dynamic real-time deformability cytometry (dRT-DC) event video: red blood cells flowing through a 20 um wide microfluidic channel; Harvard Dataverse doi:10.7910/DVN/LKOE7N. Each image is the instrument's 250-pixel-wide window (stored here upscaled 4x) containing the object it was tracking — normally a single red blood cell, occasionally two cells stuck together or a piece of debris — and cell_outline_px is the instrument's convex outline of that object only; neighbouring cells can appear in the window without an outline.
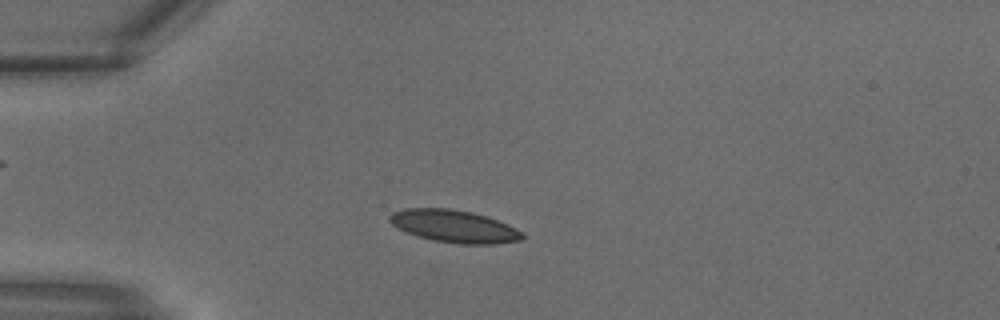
{"species": "common noctule bat (a hibernating species)", "species_latin": "Nyctalus noctula", "temperature_condition": "warm", "stored_images_in_passage": 12, "camera_frame_rate_fps": 3000, "um_per_image_px": 0.085, "animal": {"sex": "male", "body_mass_g": 18.8}, "frame": {"image": 1, "passage_image": 7, "time_ms": 2.0, "image_size_px": [1000, 320], "cell_outline_px": [[524, 236], [520, 240], [496, 244], [460, 244], [432, 240], [416, 236], [392, 224], [388, 220], [388, 216], [392, 212], [404, 208], [448, 208], [472, 212], [508, 224], [524, 232]], "centroid_in_image_um": [38.6, 19.23], "position_along_channel_um": 46.4, "area_um2": 25.09}}
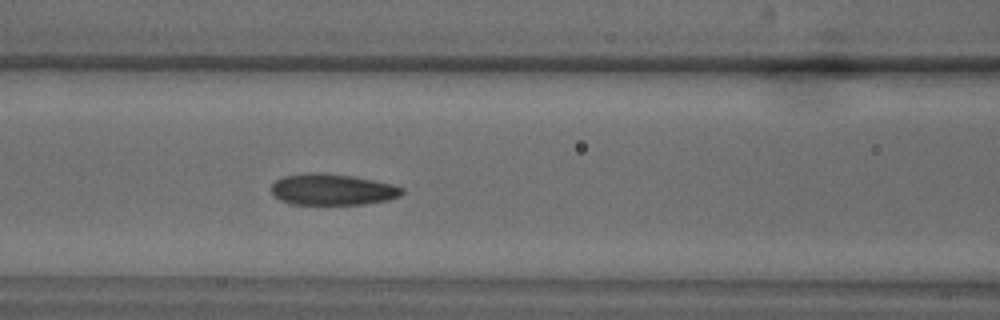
{"frame": {"image": 2, "passage_image": 12, "time_ms": 3.667, "image_size_px": [1000, 320], "cell_outline_px": [[404, 192], [400, 196], [388, 200], [364, 204], [292, 204], [280, 200], [272, 196], [272, 184], [276, 180], [284, 176], [308, 172], [320, 172], [356, 176], [392, 184], [404, 188]], "centroid_in_image_um": [28.26, 16.1], "position_along_channel_um": 138.3, "area_um2": 24.04}}